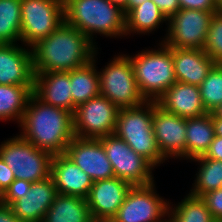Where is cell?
I'll list each match as a JSON object with an SVG mask.
<instances>
[{
	"label": "cell",
	"mask_w": 222,
	"mask_h": 222,
	"mask_svg": "<svg viewBox=\"0 0 222 222\" xmlns=\"http://www.w3.org/2000/svg\"><path fill=\"white\" fill-rule=\"evenodd\" d=\"M98 47L66 22L31 47L35 73L69 72L88 64Z\"/></svg>",
	"instance_id": "6da1fadb"
},
{
	"label": "cell",
	"mask_w": 222,
	"mask_h": 222,
	"mask_svg": "<svg viewBox=\"0 0 222 222\" xmlns=\"http://www.w3.org/2000/svg\"><path fill=\"white\" fill-rule=\"evenodd\" d=\"M18 127L22 138L52 156L64 154L75 137L73 113L45 104L34 94L28 100Z\"/></svg>",
	"instance_id": "7a4b0ae2"
},
{
	"label": "cell",
	"mask_w": 222,
	"mask_h": 222,
	"mask_svg": "<svg viewBox=\"0 0 222 222\" xmlns=\"http://www.w3.org/2000/svg\"><path fill=\"white\" fill-rule=\"evenodd\" d=\"M64 17L96 47V34L106 38L126 36L125 13L109 0H64Z\"/></svg>",
	"instance_id": "3957f363"
},
{
	"label": "cell",
	"mask_w": 222,
	"mask_h": 222,
	"mask_svg": "<svg viewBox=\"0 0 222 222\" xmlns=\"http://www.w3.org/2000/svg\"><path fill=\"white\" fill-rule=\"evenodd\" d=\"M157 49L141 50L127 55L134 69L139 90L147 101H157L177 80L174 71L173 47L159 41Z\"/></svg>",
	"instance_id": "277c9868"
},
{
	"label": "cell",
	"mask_w": 222,
	"mask_h": 222,
	"mask_svg": "<svg viewBox=\"0 0 222 222\" xmlns=\"http://www.w3.org/2000/svg\"><path fill=\"white\" fill-rule=\"evenodd\" d=\"M153 101L134 108L119 109L114 134L123 139L157 169L167 161L159 152L153 132Z\"/></svg>",
	"instance_id": "5b68a950"
},
{
	"label": "cell",
	"mask_w": 222,
	"mask_h": 222,
	"mask_svg": "<svg viewBox=\"0 0 222 222\" xmlns=\"http://www.w3.org/2000/svg\"><path fill=\"white\" fill-rule=\"evenodd\" d=\"M112 60V61H111ZM99 73L100 94L119 109L134 108L146 103L135 80L134 69L127 54L114 55Z\"/></svg>",
	"instance_id": "8992f818"
},
{
	"label": "cell",
	"mask_w": 222,
	"mask_h": 222,
	"mask_svg": "<svg viewBox=\"0 0 222 222\" xmlns=\"http://www.w3.org/2000/svg\"><path fill=\"white\" fill-rule=\"evenodd\" d=\"M0 157L12 170L15 179L38 182L50 177L53 156L20 135L1 142Z\"/></svg>",
	"instance_id": "52a82bcc"
},
{
	"label": "cell",
	"mask_w": 222,
	"mask_h": 222,
	"mask_svg": "<svg viewBox=\"0 0 222 222\" xmlns=\"http://www.w3.org/2000/svg\"><path fill=\"white\" fill-rule=\"evenodd\" d=\"M64 22V0H21L20 45L31 48Z\"/></svg>",
	"instance_id": "ba28073f"
},
{
	"label": "cell",
	"mask_w": 222,
	"mask_h": 222,
	"mask_svg": "<svg viewBox=\"0 0 222 222\" xmlns=\"http://www.w3.org/2000/svg\"><path fill=\"white\" fill-rule=\"evenodd\" d=\"M109 159L115 177L129 182L132 186L155 183L153 170L156 168L141 154L115 134L99 138Z\"/></svg>",
	"instance_id": "9c48e42d"
},
{
	"label": "cell",
	"mask_w": 222,
	"mask_h": 222,
	"mask_svg": "<svg viewBox=\"0 0 222 222\" xmlns=\"http://www.w3.org/2000/svg\"><path fill=\"white\" fill-rule=\"evenodd\" d=\"M215 12L180 9L169 20L161 42L169 47L202 49Z\"/></svg>",
	"instance_id": "30bf717a"
},
{
	"label": "cell",
	"mask_w": 222,
	"mask_h": 222,
	"mask_svg": "<svg viewBox=\"0 0 222 222\" xmlns=\"http://www.w3.org/2000/svg\"><path fill=\"white\" fill-rule=\"evenodd\" d=\"M119 108L99 94L76 107L73 130L76 137L99 139L114 134Z\"/></svg>",
	"instance_id": "8fae6325"
},
{
	"label": "cell",
	"mask_w": 222,
	"mask_h": 222,
	"mask_svg": "<svg viewBox=\"0 0 222 222\" xmlns=\"http://www.w3.org/2000/svg\"><path fill=\"white\" fill-rule=\"evenodd\" d=\"M169 203L157 194L154 183L132 186L114 219L116 222H161L169 215Z\"/></svg>",
	"instance_id": "7c38bea8"
},
{
	"label": "cell",
	"mask_w": 222,
	"mask_h": 222,
	"mask_svg": "<svg viewBox=\"0 0 222 222\" xmlns=\"http://www.w3.org/2000/svg\"><path fill=\"white\" fill-rule=\"evenodd\" d=\"M153 132L161 155L186 159V118L165 111L153 101Z\"/></svg>",
	"instance_id": "4fadbf2b"
},
{
	"label": "cell",
	"mask_w": 222,
	"mask_h": 222,
	"mask_svg": "<svg viewBox=\"0 0 222 222\" xmlns=\"http://www.w3.org/2000/svg\"><path fill=\"white\" fill-rule=\"evenodd\" d=\"M94 181L115 177L100 139L74 137L64 153Z\"/></svg>",
	"instance_id": "5bb4252c"
},
{
	"label": "cell",
	"mask_w": 222,
	"mask_h": 222,
	"mask_svg": "<svg viewBox=\"0 0 222 222\" xmlns=\"http://www.w3.org/2000/svg\"><path fill=\"white\" fill-rule=\"evenodd\" d=\"M35 72L30 47L0 44V84L34 85Z\"/></svg>",
	"instance_id": "9a60e30c"
},
{
	"label": "cell",
	"mask_w": 222,
	"mask_h": 222,
	"mask_svg": "<svg viewBox=\"0 0 222 222\" xmlns=\"http://www.w3.org/2000/svg\"><path fill=\"white\" fill-rule=\"evenodd\" d=\"M131 187L117 177L94 181L86 198L91 217L114 218Z\"/></svg>",
	"instance_id": "2e32d148"
},
{
	"label": "cell",
	"mask_w": 222,
	"mask_h": 222,
	"mask_svg": "<svg viewBox=\"0 0 222 222\" xmlns=\"http://www.w3.org/2000/svg\"><path fill=\"white\" fill-rule=\"evenodd\" d=\"M58 192L52 177L32 182L26 197L13 202L10 207L20 222H42Z\"/></svg>",
	"instance_id": "e0dca14e"
},
{
	"label": "cell",
	"mask_w": 222,
	"mask_h": 222,
	"mask_svg": "<svg viewBox=\"0 0 222 222\" xmlns=\"http://www.w3.org/2000/svg\"><path fill=\"white\" fill-rule=\"evenodd\" d=\"M50 176L57 192L63 195L86 199L93 185L91 177L65 154L52 157Z\"/></svg>",
	"instance_id": "ac0fdd59"
},
{
	"label": "cell",
	"mask_w": 222,
	"mask_h": 222,
	"mask_svg": "<svg viewBox=\"0 0 222 222\" xmlns=\"http://www.w3.org/2000/svg\"><path fill=\"white\" fill-rule=\"evenodd\" d=\"M33 94L43 103L74 113L69 72L35 73Z\"/></svg>",
	"instance_id": "d6986e66"
},
{
	"label": "cell",
	"mask_w": 222,
	"mask_h": 222,
	"mask_svg": "<svg viewBox=\"0 0 222 222\" xmlns=\"http://www.w3.org/2000/svg\"><path fill=\"white\" fill-rule=\"evenodd\" d=\"M165 111L183 118L199 117L207 114L202 103L199 86L176 81L157 100Z\"/></svg>",
	"instance_id": "ffe728a7"
},
{
	"label": "cell",
	"mask_w": 222,
	"mask_h": 222,
	"mask_svg": "<svg viewBox=\"0 0 222 222\" xmlns=\"http://www.w3.org/2000/svg\"><path fill=\"white\" fill-rule=\"evenodd\" d=\"M173 62L178 82L199 86L217 64L202 49L174 48Z\"/></svg>",
	"instance_id": "44dd1931"
},
{
	"label": "cell",
	"mask_w": 222,
	"mask_h": 222,
	"mask_svg": "<svg viewBox=\"0 0 222 222\" xmlns=\"http://www.w3.org/2000/svg\"><path fill=\"white\" fill-rule=\"evenodd\" d=\"M214 137L212 113L186 118V160L205 155Z\"/></svg>",
	"instance_id": "7402d4cb"
},
{
	"label": "cell",
	"mask_w": 222,
	"mask_h": 222,
	"mask_svg": "<svg viewBox=\"0 0 222 222\" xmlns=\"http://www.w3.org/2000/svg\"><path fill=\"white\" fill-rule=\"evenodd\" d=\"M97 51L98 50H96L93 59L88 64L69 71L71 94L75 107L100 94L99 73L96 64L98 60L96 57L98 55Z\"/></svg>",
	"instance_id": "603a6c76"
},
{
	"label": "cell",
	"mask_w": 222,
	"mask_h": 222,
	"mask_svg": "<svg viewBox=\"0 0 222 222\" xmlns=\"http://www.w3.org/2000/svg\"><path fill=\"white\" fill-rule=\"evenodd\" d=\"M91 215L85 198L57 194L42 222H90Z\"/></svg>",
	"instance_id": "cb8c5ba5"
},
{
	"label": "cell",
	"mask_w": 222,
	"mask_h": 222,
	"mask_svg": "<svg viewBox=\"0 0 222 222\" xmlns=\"http://www.w3.org/2000/svg\"><path fill=\"white\" fill-rule=\"evenodd\" d=\"M34 85L0 84V121L20 124Z\"/></svg>",
	"instance_id": "d4e9b609"
},
{
	"label": "cell",
	"mask_w": 222,
	"mask_h": 222,
	"mask_svg": "<svg viewBox=\"0 0 222 222\" xmlns=\"http://www.w3.org/2000/svg\"><path fill=\"white\" fill-rule=\"evenodd\" d=\"M125 20L126 36L135 33L149 35L153 31H156L163 23L168 24V20L152 0H147L132 9L125 16Z\"/></svg>",
	"instance_id": "484cf974"
},
{
	"label": "cell",
	"mask_w": 222,
	"mask_h": 222,
	"mask_svg": "<svg viewBox=\"0 0 222 222\" xmlns=\"http://www.w3.org/2000/svg\"><path fill=\"white\" fill-rule=\"evenodd\" d=\"M191 162H198L196 178L189 194L196 197L209 191L222 188V161L206 158L204 155L191 159Z\"/></svg>",
	"instance_id": "4316f807"
},
{
	"label": "cell",
	"mask_w": 222,
	"mask_h": 222,
	"mask_svg": "<svg viewBox=\"0 0 222 222\" xmlns=\"http://www.w3.org/2000/svg\"><path fill=\"white\" fill-rule=\"evenodd\" d=\"M171 204L168 215L171 222H216L201 197L187 194L178 204Z\"/></svg>",
	"instance_id": "83f0119b"
},
{
	"label": "cell",
	"mask_w": 222,
	"mask_h": 222,
	"mask_svg": "<svg viewBox=\"0 0 222 222\" xmlns=\"http://www.w3.org/2000/svg\"><path fill=\"white\" fill-rule=\"evenodd\" d=\"M21 41V0H0V44Z\"/></svg>",
	"instance_id": "f1b7e54d"
},
{
	"label": "cell",
	"mask_w": 222,
	"mask_h": 222,
	"mask_svg": "<svg viewBox=\"0 0 222 222\" xmlns=\"http://www.w3.org/2000/svg\"><path fill=\"white\" fill-rule=\"evenodd\" d=\"M204 108L212 113L222 104V64H216L199 85Z\"/></svg>",
	"instance_id": "f546056e"
},
{
	"label": "cell",
	"mask_w": 222,
	"mask_h": 222,
	"mask_svg": "<svg viewBox=\"0 0 222 222\" xmlns=\"http://www.w3.org/2000/svg\"><path fill=\"white\" fill-rule=\"evenodd\" d=\"M202 50L217 64H222V10L214 13Z\"/></svg>",
	"instance_id": "4dcf8cb0"
},
{
	"label": "cell",
	"mask_w": 222,
	"mask_h": 222,
	"mask_svg": "<svg viewBox=\"0 0 222 222\" xmlns=\"http://www.w3.org/2000/svg\"><path fill=\"white\" fill-rule=\"evenodd\" d=\"M31 184L32 182L28 180L15 179L1 196V202L10 206L16 200L26 197L31 189Z\"/></svg>",
	"instance_id": "1f68e13d"
},
{
	"label": "cell",
	"mask_w": 222,
	"mask_h": 222,
	"mask_svg": "<svg viewBox=\"0 0 222 222\" xmlns=\"http://www.w3.org/2000/svg\"><path fill=\"white\" fill-rule=\"evenodd\" d=\"M216 222H222V188L201 196Z\"/></svg>",
	"instance_id": "d6a6232c"
},
{
	"label": "cell",
	"mask_w": 222,
	"mask_h": 222,
	"mask_svg": "<svg viewBox=\"0 0 222 222\" xmlns=\"http://www.w3.org/2000/svg\"><path fill=\"white\" fill-rule=\"evenodd\" d=\"M180 9H195L209 12L219 11L214 0H178Z\"/></svg>",
	"instance_id": "836d02e7"
},
{
	"label": "cell",
	"mask_w": 222,
	"mask_h": 222,
	"mask_svg": "<svg viewBox=\"0 0 222 222\" xmlns=\"http://www.w3.org/2000/svg\"><path fill=\"white\" fill-rule=\"evenodd\" d=\"M15 180L14 173L9 166L0 157V195L10 187V184Z\"/></svg>",
	"instance_id": "e575fe53"
},
{
	"label": "cell",
	"mask_w": 222,
	"mask_h": 222,
	"mask_svg": "<svg viewBox=\"0 0 222 222\" xmlns=\"http://www.w3.org/2000/svg\"><path fill=\"white\" fill-rule=\"evenodd\" d=\"M160 9L162 14L169 20L177 11L180 10L178 0H152Z\"/></svg>",
	"instance_id": "d590c367"
},
{
	"label": "cell",
	"mask_w": 222,
	"mask_h": 222,
	"mask_svg": "<svg viewBox=\"0 0 222 222\" xmlns=\"http://www.w3.org/2000/svg\"><path fill=\"white\" fill-rule=\"evenodd\" d=\"M206 158L222 161V137L215 135L209 150L204 155Z\"/></svg>",
	"instance_id": "8d00e7d4"
},
{
	"label": "cell",
	"mask_w": 222,
	"mask_h": 222,
	"mask_svg": "<svg viewBox=\"0 0 222 222\" xmlns=\"http://www.w3.org/2000/svg\"><path fill=\"white\" fill-rule=\"evenodd\" d=\"M0 222H20L9 205L0 202Z\"/></svg>",
	"instance_id": "74e56055"
},
{
	"label": "cell",
	"mask_w": 222,
	"mask_h": 222,
	"mask_svg": "<svg viewBox=\"0 0 222 222\" xmlns=\"http://www.w3.org/2000/svg\"><path fill=\"white\" fill-rule=\"evenodd\" d=\"M212 122L214 126L215 135L222 137V118H217L212 114Z\"/></svg>",
	"instance_id": "f35d334b"
},
{
	"label": "cell",
	"mask_w": 222,
	"mask_h": 222,
	"mask_svg": "<svg viewBox=\"0 0 222 222\" xmlns=\"http://www.w3.org/2000/svg\"><path fill=\"white\" fill-rule=\"evenodd\" d=\"M147 0H128L126 5V15L135 7H138L143 2H146Z\"/></svg>",
	"instance_id": "ab89813d"
},
{
	"label": "cell",
	"mask_w": 222,
	"mask_h": 222,
	"mask_svg": "<svg viewBox=\"0 0 222 222\" xmlns=\"http://www.w3.org/2000/svg\"><path fill=\"white\" fill-rule=\"evenodd\" d=\"M109 1L113 5L120 7L124 11L125 16H126V5H127L128 0H109Z\"/></svg>",
	"instance_id": "60d3db41"
},
{
	"label": "cell",
	"mask_w": 222,
	"mask_h": 222,
	"mask_svg": "<svg viewBox=\"0 0 222 222\" xmlns=\"http://www.w3.org/2000/svg\"><path fill=\"white\" fill-rule=\"evenodd\" d=\"M90 222H116V220L114 218L91 217Z\"/></svg>",
	"instance_id": "b9f144b4"
},
{
	"label": "cell",
	"mask_w": 222,
	"mask_h": 222,
	"mask_svg": "<svg viewBox=\"0 0 222 222\" xmlns=\"http://www.w3.org/2000/svg\"><path fill=\"white\" fill-rule=\"evenodd\" d=\"M212 114L217 118H222V104L215 108Z\"/></svg>",
	"instance_id": "7bdbcfd3"
},
{
	"label": "cell",
	"mask_w": 222,
	"mask_h": 222,
	"mask_svg": "<svg viewBox=\"0 0 222 222\" xmlns=\"http://www.w3.org/2000/svg\"><path fill=\"white\" fill-rule=\"evenodd\" d=\"M219 10H222V0H214Z\"/></svg>",
	"instance_id": "ee69618b"
},
{
	"label": "cell",
	"mask_w": 222,
	"mask_h": 222,
	"mask_svg": "<svg viewBox=\"0 0 222 222\" xmlns=\"http://www.w3.org/2000/svg\"><path fill=\"white\" fill-rule=\"evenodd\" d=\"M167 218H168V219H167ZM161 222H171V221H170L169 217H166V219L163 220V221H161Z\"/></svg>",
	"instance_id": "f6af8a7d"
}]
</instances>
